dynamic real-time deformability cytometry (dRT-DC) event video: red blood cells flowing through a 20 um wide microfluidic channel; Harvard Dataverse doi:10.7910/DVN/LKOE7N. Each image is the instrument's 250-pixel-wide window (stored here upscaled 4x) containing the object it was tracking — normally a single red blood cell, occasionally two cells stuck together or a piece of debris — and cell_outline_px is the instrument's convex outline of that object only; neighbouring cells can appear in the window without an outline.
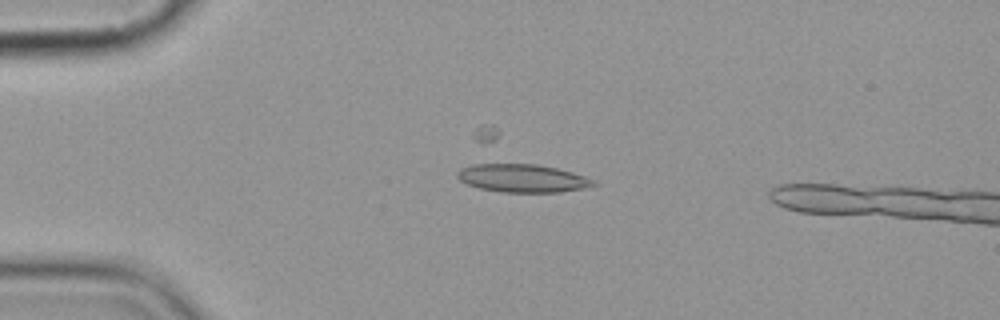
{"species": "common noctule bat (a hibernating species)", "species_latin": "Nyctalus noctula", "temperature_condition": "cold", "stored_images_in_passage": 5, "camera_frame_rate_fps": 3000, "um_per_image_px": 0.085, "animal": {"sex": "female", "body_mass_g": 19.9}, "frame": {"image": 1, "passage_image": 4, "time_ms": 4.333, "image_size_px": [1000, 320], "cell_outline_px": [[600, 184], [584, 188], [560, 192], [504, 192], [480, 188], [468, 184], [460, 180], [456, 176], [456, 172], [460, 168], [472, 164], [536, 164], [556, 168], [572, 172], [596, 180]], "centroid_in_image_um": [44.43, 15.15], "position_along_channel_um": 40.6, "area_um2": 22.31}}